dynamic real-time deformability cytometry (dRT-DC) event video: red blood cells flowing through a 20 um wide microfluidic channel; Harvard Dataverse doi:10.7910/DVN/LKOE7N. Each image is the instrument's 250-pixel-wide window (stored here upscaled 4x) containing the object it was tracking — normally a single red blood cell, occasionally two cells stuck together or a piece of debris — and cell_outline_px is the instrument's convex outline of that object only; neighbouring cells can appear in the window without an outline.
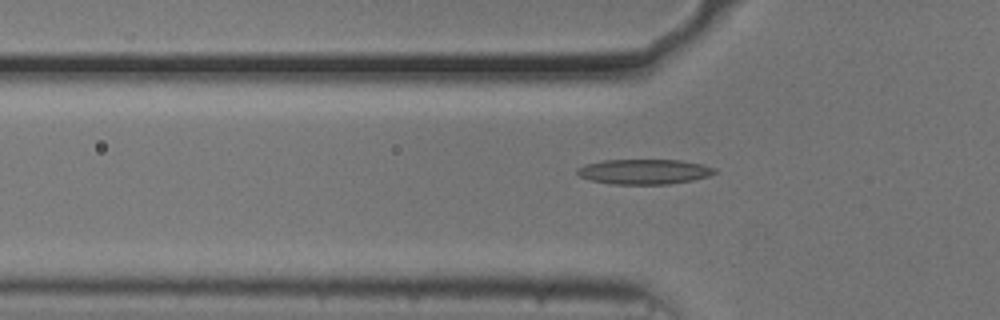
{"species": "common noctule bat (a hibernating species)", "species_latin": "Nyctalus noctula", "temperature_condition": "cold", "stored_images_in_passage": 49, "camera_frame_rate_fps": 3000, "um_per_image_px": 0.085, "animal": {"sex": "male", "body_mass_g": 20.5, "forearm_length_mm": 52.5}, "frame": {"image": 1, "passage_image": 15, "time_ms": 4.667, "image_size_px": [1000, 320], "cell_outline_px": [[716, 172], [708, 176], [692, 180], [668, 184], [612, 184], [592, 180], [580, 176], [576, 172], [576, 168], [584, 164], [604, 160], [680, 160], [704, 164], [716, 168]], "centroid_in_image_um": [54.76, 14.58], "position_along_channel_um": 71.0, "area_um2": 20.06}}
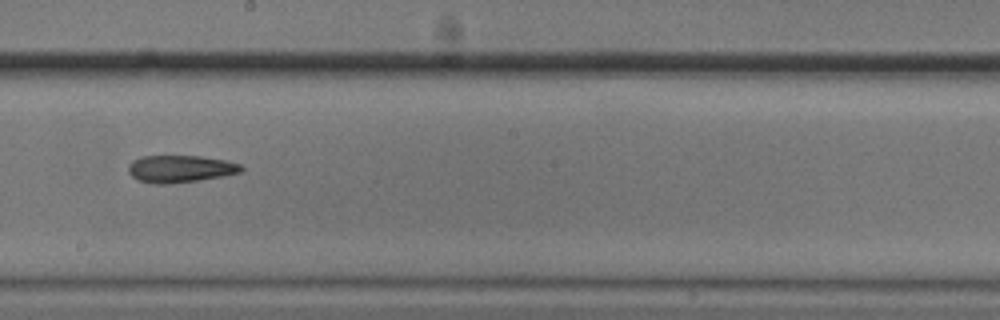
{"frame": {"image": 2, "passage_image": 28, "time_ms": 9.0, "image_size_px": [1000, 320], "cell_outline_px": [[244, 172], [224, 176], [168, 184], [156, 184], [136, 180], [128, 172], [128, 164], [132, 160], [140, 156], [200, 156], [224, 160], [240, 164], [244, 168]], "centroid_in_image_um": [15.3, 14.35], "position_along_channel_um": 232.9, "area_um2": 18.03}}
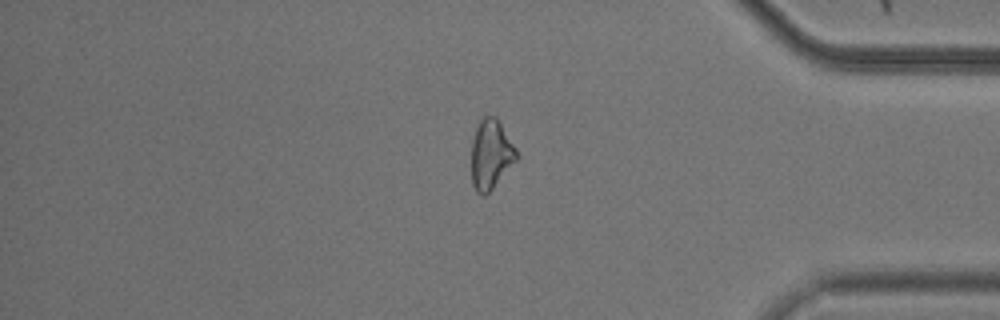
{"frame": {"image": 3, "passage_image": 43, "time_ms": 14.0, "image_size_px": [1000, 320], "cell_outline_px": [[516, 160], [492, 188], [484, 196], [480, 196], [476, 192], [472, 184], [472, 140], [480, 116], [496, 116], [500, 120], [516, 148]], "centroid_in_image_um": [41.7, 13.08], "position_along_channel_um": 393.5, "area_um2": 18.26}}